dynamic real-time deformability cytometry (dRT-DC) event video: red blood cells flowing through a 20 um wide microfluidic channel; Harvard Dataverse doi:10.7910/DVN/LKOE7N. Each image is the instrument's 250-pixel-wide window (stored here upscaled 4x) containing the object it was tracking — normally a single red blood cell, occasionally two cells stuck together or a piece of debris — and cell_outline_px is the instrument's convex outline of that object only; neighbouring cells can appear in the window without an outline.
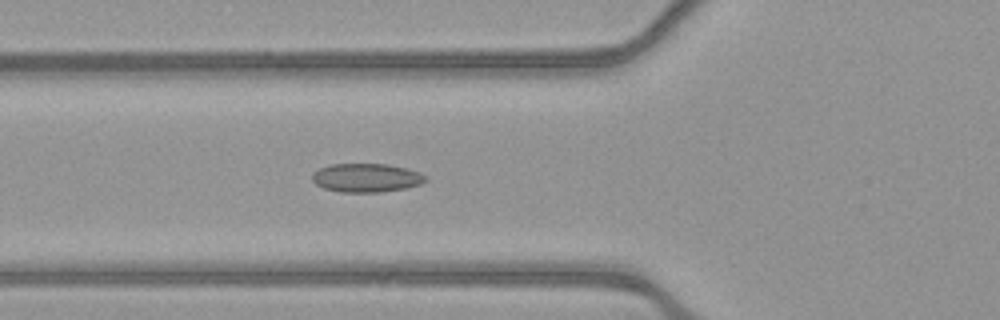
{"species": "common noctule bat (a hibernating species)", "species_latin": "Nyctalus noctula", "temperature_condition": "warm", "stored_images_in_passage": 26, "camera_frame_rate_fps": 3000, "um_per_image_px": 0.085, "animal": {"sex": "female", "body_mass_g": 21.9}, "frame": {"image": 1, "passage_image": 13, "time_ms": 4.0, "image_size_px": [1000, 320], "cell_outline_px": [[424, 180], [420, 184], [404, 188], [380, 192], [340, 192], [324, 188], [316, 184], [312, 180], [312, 172], [320, 168], [332, 164], [388, 164], [420, 172], [424, 176]], "centroid_in_image_um": [31.08, 15.11], "position_along_channel_um": 94.7, "area_um2": 18.73}}
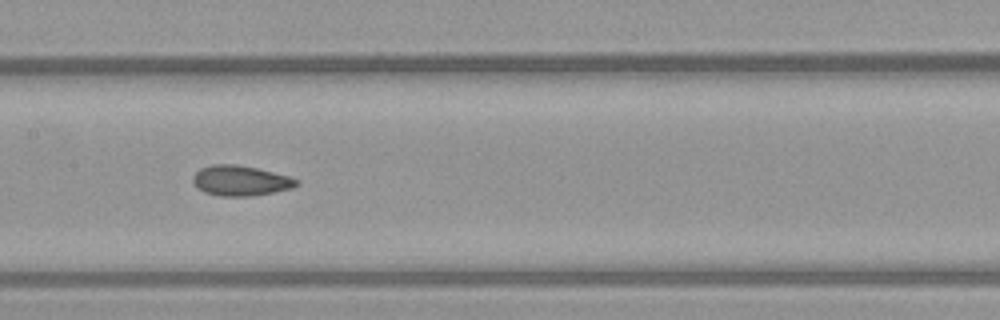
{"frame": {"image": 2, "passage_image": 20, "time_ms": 6.333, "image_size_px": [1000, 320], "cell_outline_px": [[300, 184], [292, 188], [252, 196], [220, 196], [204, 192], [196, 188], [192, 180], [192, 176], [200, 168], [212, 164], [236, 164], [256, 168], [288, 176], [300, 180]], "centroid_in_image_um": [20.42, 15.35], "position_along_channel_um": 187.0, "area_um2": 18.32}}
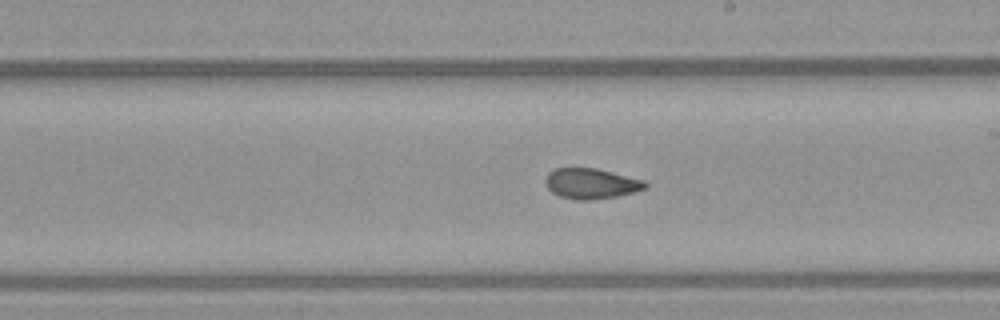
{"frame": {"image": 3, "passage_image": 24, "time_ms": 7.667, "image_size_px": [1000, 320], "cell_outline_px": [[648, 188], [616, 196], [588, 200], [576, 200], [560, 196], [552, 192], [548, 188], [544, 180], [548, 172], [552, 168], [596, 168], [644, 180], [648, 184]], "centroid_in_image_um": [50.22, 15.59], "position_along_channel_um": 238.8, "area_um2": 17.69}}